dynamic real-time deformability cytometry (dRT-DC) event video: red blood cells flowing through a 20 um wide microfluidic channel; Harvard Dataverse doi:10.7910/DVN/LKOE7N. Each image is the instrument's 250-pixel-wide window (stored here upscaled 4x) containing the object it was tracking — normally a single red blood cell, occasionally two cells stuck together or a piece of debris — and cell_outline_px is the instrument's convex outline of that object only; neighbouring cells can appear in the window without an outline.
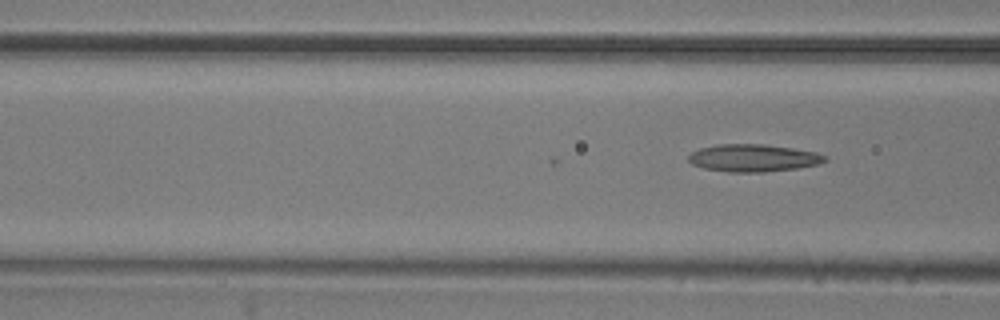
{"species": "common noctule bat (a hibernating species)", "species_latin": "Nyctalus noctula", "temperature_condition": "room temperature", "stored_images_in_passage": 3, "camera_frame_rate_fps": 3000, "um_per_image_px": 0.085, "animal": {"sex": "male", "body_mass_g": 20.5, "forearm_length_mm": 52.5}, "frame": {"image": 1, "passage_image": 3, "time_ms": 0.667, "image_size_px": [1000, 320], "cell_outline_px": [[828, 160], [820, 164], [796, 168], [764, 172], [728, 172], [704, 168], [692, 164], [688, 160], [688, 156], [692, 152], [700, 148], [716, 144], [764, 144], [792, 148], [816, 152], [828, 156]], "centroid_in_image_um": [64.05, 13.42], "position_along_channel_um": 102.6, "area_um2": 21.91}}